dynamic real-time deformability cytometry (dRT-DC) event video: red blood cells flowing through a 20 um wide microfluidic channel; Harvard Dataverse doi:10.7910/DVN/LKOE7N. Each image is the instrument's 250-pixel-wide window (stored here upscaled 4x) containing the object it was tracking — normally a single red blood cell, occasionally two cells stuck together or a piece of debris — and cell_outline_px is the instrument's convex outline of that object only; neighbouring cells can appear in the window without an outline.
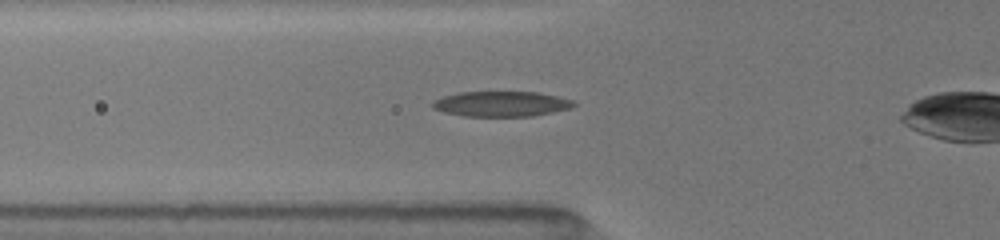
{"species": "common noctule bat (a hibernating species)", "species_latin": "Nyctalus noctula", "temperature_condition": "room temperature", "stored_images_in_passage": 29, "camera_frame_rate_fps": 3000, "um_per_image_px": 0.085, "animal": {"sex": "female", "body_mass_g": 19.5, "forearm_length_mm": 54.1}, "frame": {"image": 1, "passage_image": 2, "time_ms": 0.333, "image_size_px": [1000, 240], "cell_outline_px": [[576, 104], [572, 108], [532, 116], [464, 116], [444, 112], [432, 108], [432, 100], [444, 96], [460, 92], [540, 92], [572, 100]], "centroid_in_image_um": [42.6, 8.83], "position_along_channel_um": 83.2, "area_um2": 20.75}}
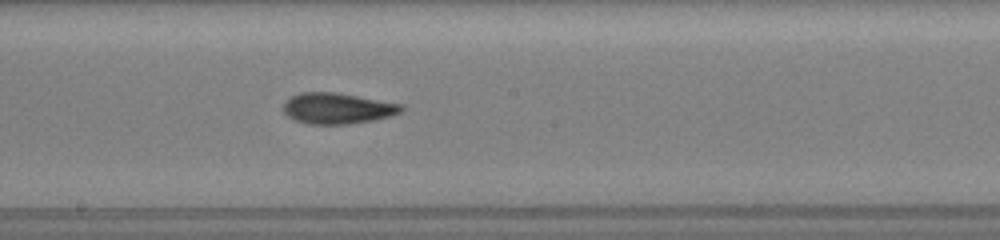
{"frame": {"image": 2, "passage_image": 12, "time_ms": 3.667, "image_size_px": [1000, 240], "cell_outline_px": [[404, 108], [400, 112], [388, 116], [372, 120], [348, 124], [308, 124], [296, 120], [288, 116], [284, 112], [284, 104], [292, 96], [300, 92], [336, 92], [404, 104]], "centroid_in_image_um": [28.7, 9.2], "position_along_channel_um": 219.5, "area_um2": 21.1}}
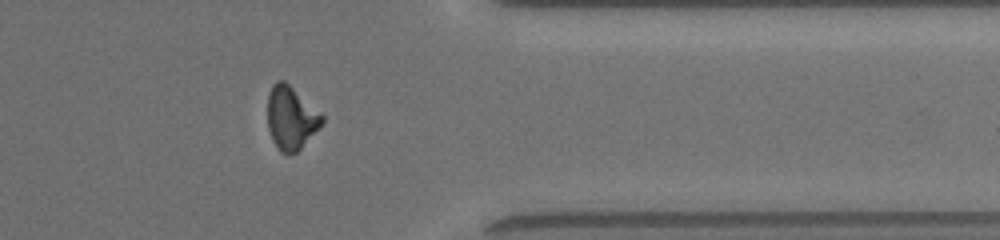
{"frame": {"image": 3, "passage_image": 25, "time_ms": 8.0, "image_size_px": [1000, 240], "cell_outline_px": [[324, 124], [296, 152], [288, 156], [280, 152], [272, 140], [268, 128], [268, 92], [272, 84], [276, 80], [284, 80], [324, 116]], "centroid_in_image_um": [24.73, 10.04], "position_along_channel_um": 386.7, "area_um2": 20.17}}